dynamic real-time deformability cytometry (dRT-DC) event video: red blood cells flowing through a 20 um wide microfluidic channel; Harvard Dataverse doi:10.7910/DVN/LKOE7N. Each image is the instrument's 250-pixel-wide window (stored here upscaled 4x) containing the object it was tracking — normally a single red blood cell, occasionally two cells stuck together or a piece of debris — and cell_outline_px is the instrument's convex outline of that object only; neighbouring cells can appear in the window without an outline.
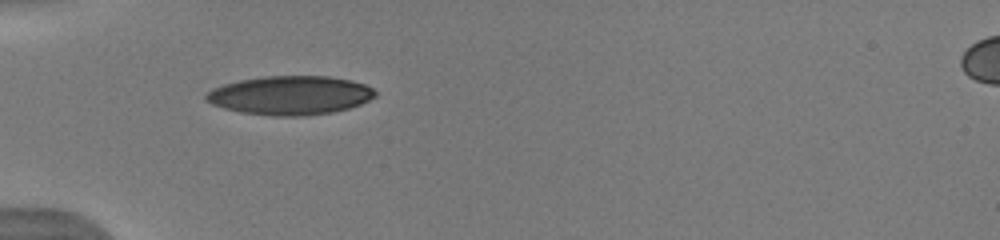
{"species": "human", "species_latin": "Homo sapiens", "temperature_condition": "warm", "stored_images_in_passage": 35, "camera_frame_rate_fps": 3000, "um_per_image_px": 0.085, "donor": {"sex": "male"}, "frame": {"image": 1, "passage_image": 1, "time_ms": 0.0, "image_size_px": [1000, 240], "cell_outline_px": [[376, 96], [360, 104], [348, 108], [332, 112], [304, 116], [272, 116], [240, 112], [224, 108], [212, 104], [204, 100], [204, 96], [212, 88], [224, 84], [240, 80], [264, 76], [328, 76], [352, 80], [364, 84], [372, 88], [376, 92]], "centroid_in_image_um": [24.65, 8.1], "position_along_channel_um": 60.4, "area_um2": 38.38}}
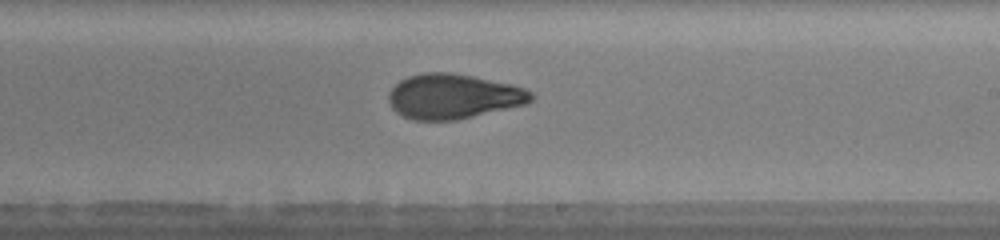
{"frame": {"image": 2, "passage_image": 16, "time_ms": 5.0, "image_size_px": [1000, 240], "cell_outline_px": [[536, 96], [528, 104], [456, 120], [412, 120], [396, 112], [392, 108], [388, 100], [388, 92], [400, 80], [408, 76], [424, 72], [452, 72], [512, 84], [524, 88], [532, 92]], "centroid_in_image_um": [38.54, 8.19], "position_along_channel_um": 250.5, "area_um2": 37.51}, "authors_computed_cell_mechanics": {"area_um2": 36.8764, "velocity_mm_per_s": 3.982, "shape_relaxation_time_tau1_ms": 4.9971, "shape_relaxation_time_tau2_ms": 1.3439, "deformation_change_tau1": 0.2059, "deformation_change_tau2": 0.0734}}